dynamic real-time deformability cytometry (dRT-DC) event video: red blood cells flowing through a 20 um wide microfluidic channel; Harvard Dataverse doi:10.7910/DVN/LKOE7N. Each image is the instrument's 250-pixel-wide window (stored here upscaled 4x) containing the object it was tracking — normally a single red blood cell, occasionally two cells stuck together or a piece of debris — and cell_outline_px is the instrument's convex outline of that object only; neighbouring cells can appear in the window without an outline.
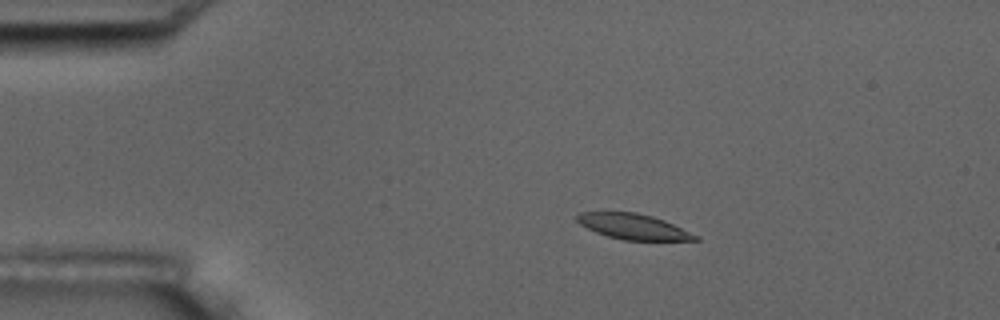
{"species": "common noctule bat (a hibernating species)", "species_latin": "Nyctalus noctula", "temperature_condition": "room temperature", "stored_images_in_passage": 4, "camera_frame_rate_fps": 3000, "um_per_image_px": 0.085, "animal": {"sex": "male", "body_mass_g": 17.5, "forearm_length_mm": 52.3}, "frame": {"image": 1, "passage_image": 2, "time_ms": 1.0, "image_size_px": [1000, 320], "cell_outline_px": [[700, 240], [624, 240], [608, 236], [596, 232], [580, 224], [576, 220], [576, 216], [580, 212], [636, 212], [652, 216], [664, 220], [700, 236]], "centroid_in_image_um": [53.85, 19.26], "position_along_channel_um": 31.2, "area_um2": 17.46}}
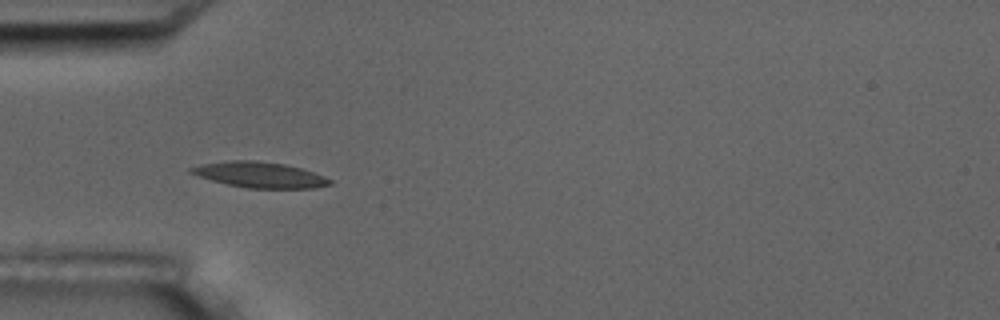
{"frame": {"image": 2, "passage_image": 4, "time_ms": 3.333, "image_size_px": [1000, 320], "cell_outline_px": [[332, 184], [316, 188], [248, 188], [228, 184], [212, 180], [188, 172], [188, 168], [200, 164], [228, 160], [256, 160], [284, 164], [300, 168], [324, 176], [332, 180]], "centroid_in_image_um": [22.07, 14.85], "position_along_channel_um": 62.9, "area_um2": 20.69}}